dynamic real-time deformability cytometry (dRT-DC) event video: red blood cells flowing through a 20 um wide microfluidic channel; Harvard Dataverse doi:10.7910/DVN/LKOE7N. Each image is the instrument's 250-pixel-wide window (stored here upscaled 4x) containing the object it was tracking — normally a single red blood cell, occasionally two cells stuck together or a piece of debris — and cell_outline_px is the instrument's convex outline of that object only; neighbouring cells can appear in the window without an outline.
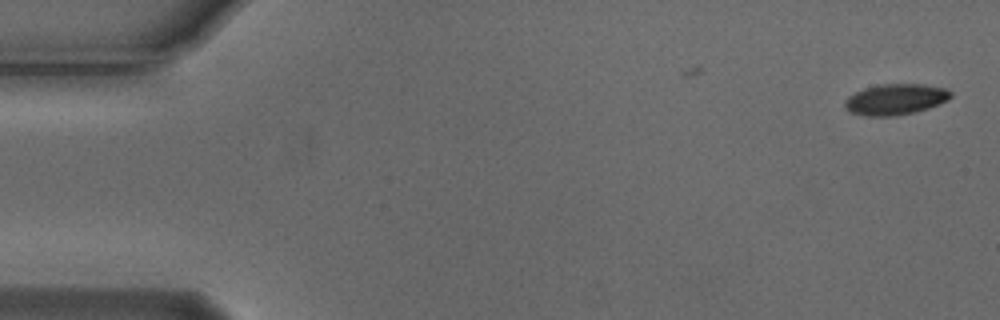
{"species": "Egyptian fruit bat (a non-hibernating species)", "species_latin": "Rousettus aegyptiacus", "temperature_condition": "cold", "stored_images_in_passage": 2, "camera_frame_rate_fps": 3000, "um_per_image_px": 0.085, "animal": {"sex": "male"}, "frame": {"image": 1, "passage_image": 2, "time_ms": 0.333, "image_size_px": [1000, 320], "cell_outline_px": [[952, 96], [948, 100], [928, 108], [916, 112], [892, 116], [864, 116], [848, 112], [844, 108], [844, 100], [848, 96], [864, 88], [880, 84], [924, 84], [944, 88], [952, 92]], "centroid_in_image_um": [76.08, 8.45], "position_along_channel_um": 8.9, "area_um2": 19.25}}